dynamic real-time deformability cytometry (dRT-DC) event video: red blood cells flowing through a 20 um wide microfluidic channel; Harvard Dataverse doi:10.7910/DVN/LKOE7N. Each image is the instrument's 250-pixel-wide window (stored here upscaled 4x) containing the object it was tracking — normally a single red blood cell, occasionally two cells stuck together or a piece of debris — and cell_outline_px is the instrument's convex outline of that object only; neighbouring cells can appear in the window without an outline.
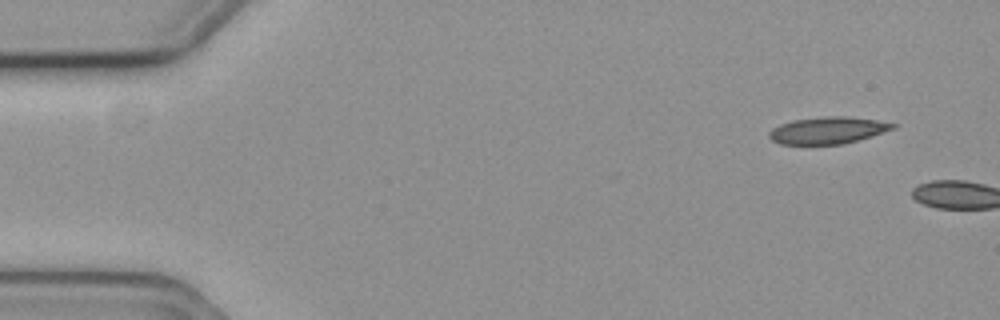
{"species": "common noctule bat (a hibernating species)", "species_latin": "Nyctalus noctula", "temperature_condition": "cold", "stored_images_in_passage": 2, "camera_frame_rate_fps": 3000, "um_per_image_px": 0.085, "animal": {"sex": "female", "body_mass_g": 19.3, "forearm_length_mm": 54.1}, "frame": {"image": 1, "passage_image": 1, "time_ms": 0.0, "image_size_px": [1000, 320], "cell_outline_px": [[896, 128], [872, 136], [844, 144], [780, 144], [772, 140], [768, 136], [768, 132], [772, 128], [780, 124], [792, 120], [824, 116], [848, 116], [876, 120], [896, 124]], "centroid_in_image_um": [70.35, 11.07], "position_along_channel_um": 14.6, "area_um2": 19.48}}